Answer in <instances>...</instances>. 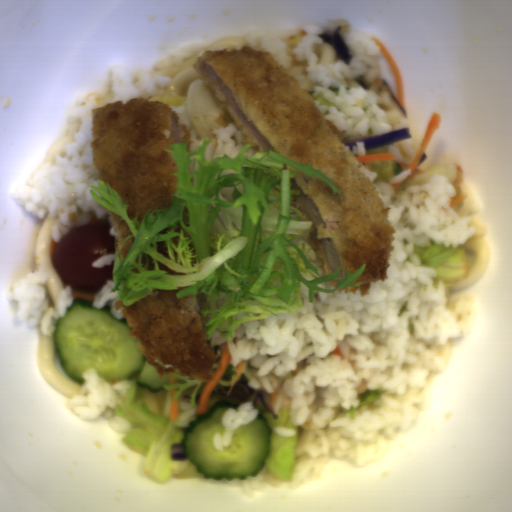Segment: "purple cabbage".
<instances>
[{"instance_id": "9ea6ddef", "label": "purple cabbage", "mask_w": 512, "mask_h": 512, "mask_svg": "<svg viewBox=\"0 0 512 512\" xmlns=\"http://www.w3.org/2000/svg\"><path fill=\"white\" fill-rule=\"evenodd\" d=\"M377 84H379L380 86H382L386 91L387 93L389 94V96L391 97V99L393 100L394 104L396 105V107L398 108V110L401 112V114L405 117V118H408V114L404 108V106H402L397 98H395L394 94L392 93L391 89L389 88L388 84L382 80L379 76L374 80Z\"/></svg>"}, {"instance_id": "f65ffa83", "label": "purple cabbage", "mask_w": 512, "mask_h": 512, "mask_svg": "<svg viewBox=\"0 0 512 512\" xmlns=\"http://www.w3.org/2000/svg\"><path fill=\"white\" fill-rule=\"evenodd\" d=\"M340 29L341 27H337L332 33L324 31V33L316 35L323 37L322 41L330 44L333 47L338 61L343 60L344 63L349 65L352 56L341 35Z\"/></svg>"}, {"instance_id": "ea28d5fd", "label": "purple cabbage", "mask_w": 512, "mask_h": 512, "mask_svg": "<svg viewBox=\"0 0 512 512\" xmlns=\"http://www.w3.org/2000/svg\"><path fill=\"white\" fill-rule=\"evenodd\" d=\"M411 133L409 128H397L393 129L387 133H384L380 136H374V137H367V138H359V139H351V140H342V143L344 146H349V149L351 151L352 146L355 145L357 142H363L367 150L404 140L407 138H410Z\"/></svg>"}, {"instance_id": "39781b68", "label": "purple cabbage", "mask_w": 512, "mask_h": 512, "mask_svg": "<svg viewBox=\"0 0 512 512\" xmlns=\"http://www.w3.org/2000/svg\"><path fill=\"white\" fill-rule=\"evenodd\" d=\"M170 455L171 459L190 460L185 443L171 444Z\"/></svg>"}, {"instance_id": "c1f60e8f", "label": "purple cabbage", "mask_w": 512, "mask_h": 512, "mask_svg": "<svg viewBox=\"0 0 512 512\" xmlns=\"http://www.w3.org/2000/svg\"><path fill=\"white\" fill-rule=\"evenodd\" d=\"M251 379L246 375L241 376L237 383L230 387L228 385H221L214 388L210 393L209 397L220 400V404L223 402H233L236 405H240L243 402H253L255 409L259 410L257 416H264L269 414L273 420L279 418V414L276 413L268 403L263 390H258L248 386Z\"/></svg>"}, {"instance_id": "8b30caba", "label": "purple cabbage", "mask_w": 512, "mask_h": 512, "mask_svg": "<svg viewBox=\"0 0 512 512\" xmlns=\"http://www.w3.org/2000/svg\"><path fill=\"white\" fill-rule=\"evenodd\" d=\"M355 79L362 90H370L371 84L364 82L362 76L357 75Z\"/></svg>"}]
</instances>
